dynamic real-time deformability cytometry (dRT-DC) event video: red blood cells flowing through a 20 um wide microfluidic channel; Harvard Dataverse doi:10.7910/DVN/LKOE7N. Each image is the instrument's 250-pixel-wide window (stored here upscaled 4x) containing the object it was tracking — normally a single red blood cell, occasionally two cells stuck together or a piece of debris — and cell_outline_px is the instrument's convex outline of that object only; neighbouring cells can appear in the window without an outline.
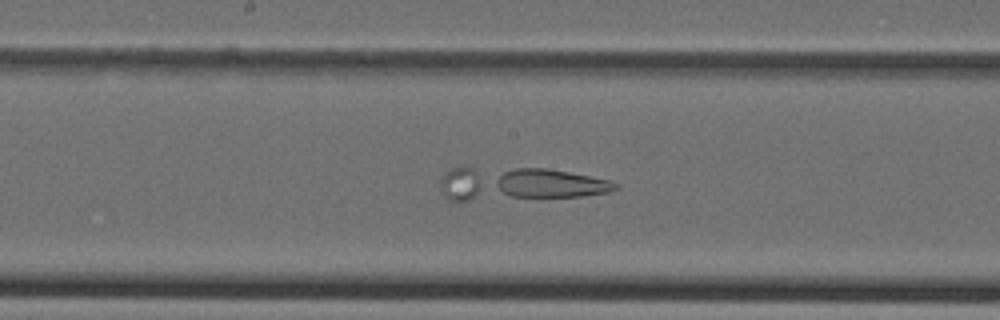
{"species": "Egyptian fruit bat (a non-hibernating species)", "species_latin": "Rousettus aegyptiacus", "temperature_condition": "cold", "stored_images_in_passage": 38, "camera_frame_rate_fps": 3000, "um_per_image_px": 0.085, "animal": {"sex": "female"}, "frame": {"image": 1, "passage_image": 24, "time_ms": 7.667, "image_size_px": [1000, 320], "cell_outline_px": [[620, 188], [608, 192], [580, 196], [540, 200], [512, 196], [504, 192], [492, 184], [492, 180], [504, 172], [516, 168], [548, 168], [608, 180], [620, 184]], "centroid_in_image_um": [46.77, 15.63], "position_along_channel_um": 201.4, "area_um2": 20.46}}
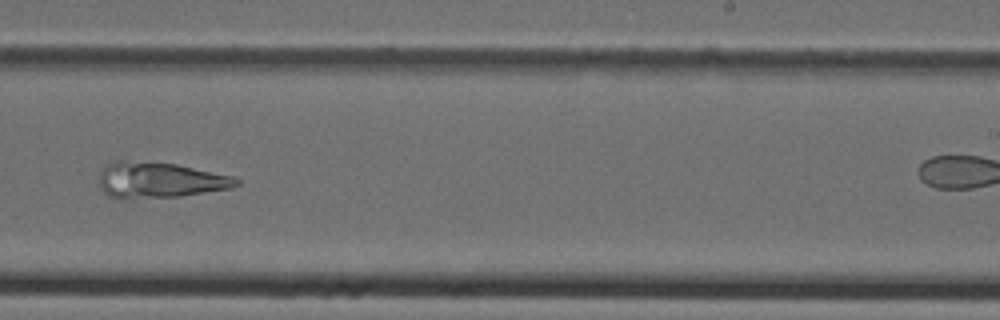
{"frame": {"image": 2, "passage_image": 29, "time_ms": 9.333, "image_size_px": [1000, 320], "cell_outline_px": [[240, 184], [232, 188], [180, 196], [128, 200], [120, 200], [108, 196], [104, 192], [100, 184], [100, 172], [108, 164], [120, 160], [176, 164], [236, 176], [240, 180]], "centroid_in_image_um": [13.59, 15.33], "position_along_channel_um": 275.4, "area_um2": 28.9}}
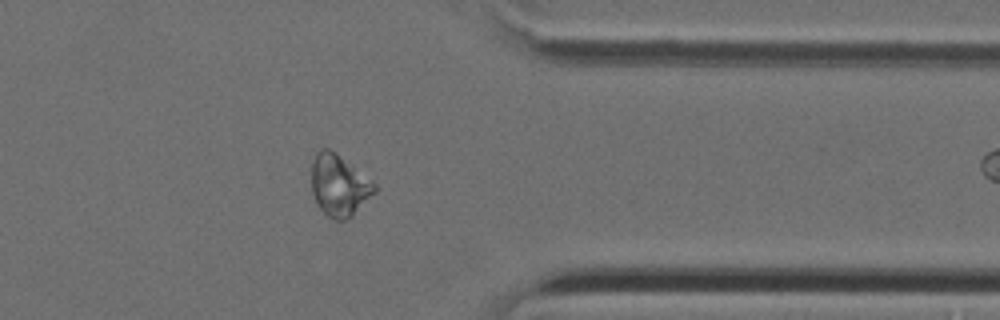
{"frame": {"image": 3, "passage_image": 37, "time_ms": 12.0, "image_size_px": [1000, 320], "cell_outline_px": [[376, 192], [352, 216], [344, 220], [332, 220], [316, 204], [312, 192], [312, 160], [316, 152], [320, 148], [328, 148], [376, 184]], "centroid_in_image_um": [28.8, 15.78], "position_along_channel_um": 382.6, "area_um2": 22.31}}